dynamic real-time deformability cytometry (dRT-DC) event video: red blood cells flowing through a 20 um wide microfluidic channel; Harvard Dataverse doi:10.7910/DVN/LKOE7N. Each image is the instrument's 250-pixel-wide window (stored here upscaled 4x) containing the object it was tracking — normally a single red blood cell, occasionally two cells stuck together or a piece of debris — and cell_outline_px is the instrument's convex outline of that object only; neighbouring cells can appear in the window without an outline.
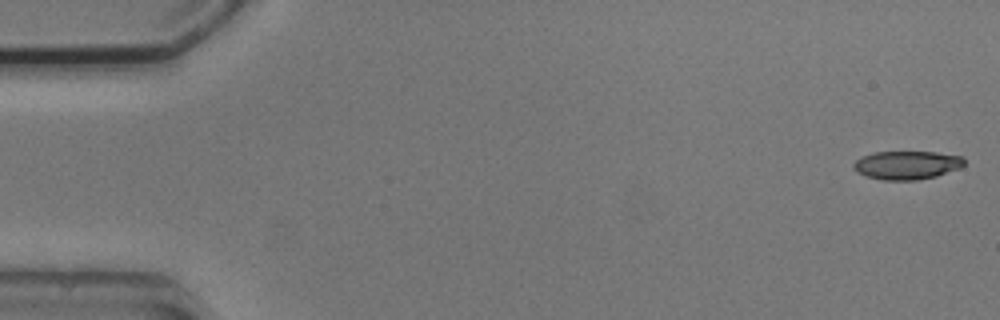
{"species": "common noctule bat (a hibernating species)", "species_latin": "Nyctalus noctula", "temperature_condition": "cold", "stored_images_in_passage": 4, "camera_frame_rate_fps": 3000, "um_per_image_px": 0.085, "animal": {"sex": "male", "body_mass_g": 20.5, "forearm_length_mm": 52.5}, "frame": {"image": 1, "passage_image": 1, "time_ms": 0.0, "image_size_px": [1000, 320], "cell_outline_px": [[964, 164], [960, 168], [936, 176], [916, 180], [884, 180], [868, 176], [856, 172], [852, 168], [852, 164], [856, 160], [872, 152], [936, 152], [964, 156]], "centroid_in_image_um": [77.09, 14.03], "position_along_channel_um": 7.9, "area_um2": 18.38}}
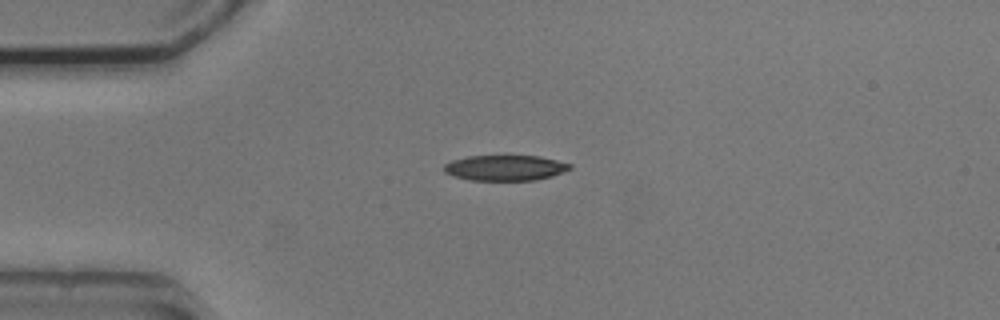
{"frame": {"image": 2, "passage_image": 4, "time_ms": 4.0, "image_size_px": [1000, 320], "cell_outline_px": [[572, 168], [552, 176], [536, 180], [468, 180], [452, 176], [444, 172], [444, 164], [452, 160], [468, 156], [540, 156], [572, 164]], "centroid_in_image_um": [42.92, 14.27], "position_along_channel_um": 42.1, "area_um2": 18.73}}